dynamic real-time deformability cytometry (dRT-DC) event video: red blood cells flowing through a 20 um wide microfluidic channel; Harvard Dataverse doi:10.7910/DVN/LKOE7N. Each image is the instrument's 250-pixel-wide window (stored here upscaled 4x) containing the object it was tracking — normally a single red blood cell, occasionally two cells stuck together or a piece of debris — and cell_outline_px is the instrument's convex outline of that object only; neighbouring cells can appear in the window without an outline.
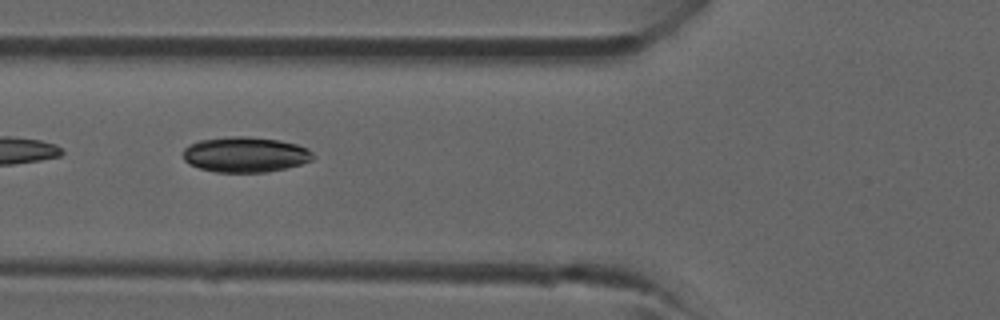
{"species": "common noctule bat (a hibernating species)", "species_latin": "Nyctalus noctula", "temperature_condition": "room temperature", "stored_images_in_passage": 6, "camera_frame_rate_fps": 3000, "um_per_image_px": 0.085, "animal": {"sex": "male", "forearm_length_mm": 52.5}, "frame": {"image": 1, "passage_image": 5, "time_ms": 4.667, "image_size_px": [1000, 320], "cell_outline_px": [[316, 156], [312, 160], [300, 164], [284, 168], [264, 172], [216, 172], [200, 168], [188, 164], [184, 160], [184, 148], [188, 144], [200, 140], [232, 136], [248, 136], [276, 140], [296, 144], [308, 148]], "centroid_in_image_um": [20.84, 13.13], "position_along_channel_um": 105.0, "area_um2": 26.7}}
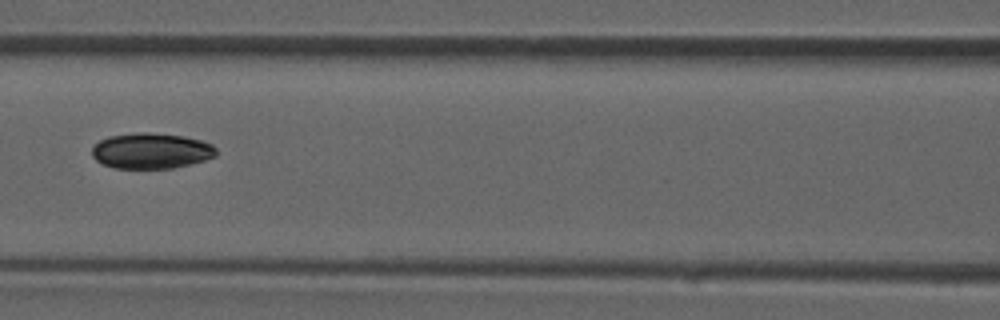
{"frame": {"image": 2, "passage_image": 6, "time_ms": 5.667, "image_size_px": [1000, 320], "cell_outline_px": [[216, 156], [204, 160], [172, 168], [116, 168], [104, 164], [96, 160], [92, 156], [92, 144], [108, 136], [136, 132], [148, 132], [184, 136], [200, 140], [212, 144], [216, 148]], "centroid_in_image_um": [12.82, 12.81], "position_along_channel_um": 153.8, "area_um2": 25.84}}